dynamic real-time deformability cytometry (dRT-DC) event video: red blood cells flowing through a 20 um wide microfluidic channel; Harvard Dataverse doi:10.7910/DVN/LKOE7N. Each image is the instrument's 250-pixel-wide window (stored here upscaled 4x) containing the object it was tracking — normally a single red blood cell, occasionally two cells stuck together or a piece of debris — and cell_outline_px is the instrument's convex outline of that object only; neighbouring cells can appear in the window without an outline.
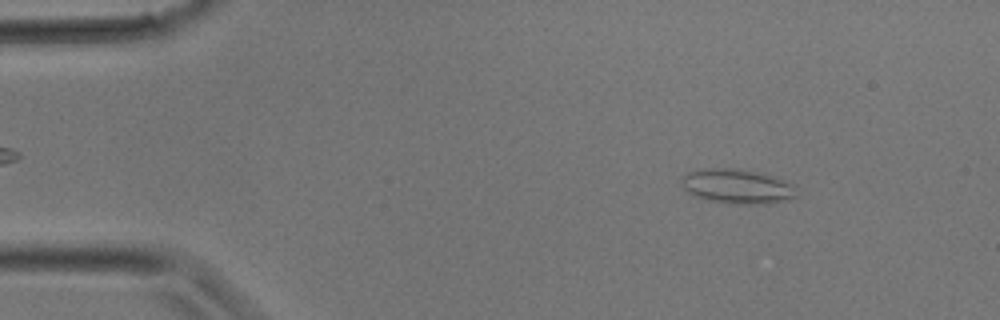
{"species": "common noctule bat (a hibernating species)", "species_latin": "Nyctalus noctula", "temperature_condition": "room temperature", "stored_images_in_passage": 32, "camera_frame_rate_fps": 3000, "um_per_image_px": 0.085, "animal": {"sex": "male", "body_mass_g": 17.9}, "frame": {"image": 1, "passage_image": 4, "time_ms": 1.0, "image_size_px": [1000, 320], "cell_outline_px": [[800, 196], [788, 200], [768, 204], [736, 204], [708, 200], [692, 196], [680, 184], [680, 176], [688, 172], [704, 168], [736, 168], [760, 172], [776, 176], [796, 184]], "centroid_in_image_um": [62.73, 15.84], "position_along_channel_um": 22.3, "area_um2": 24.1}}
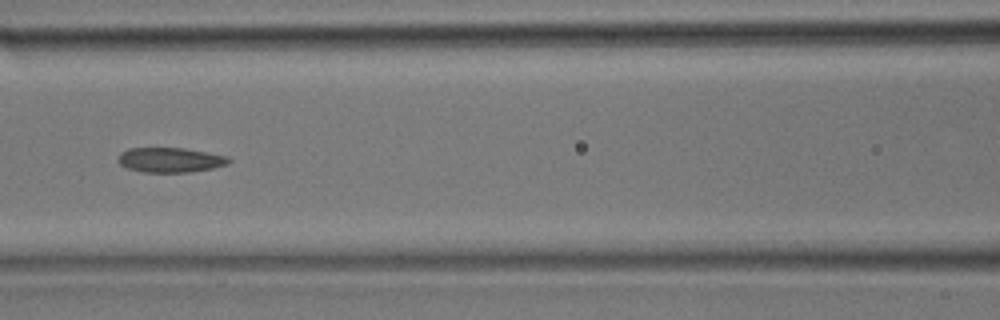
{"frame": {"image": 2, "passage_image": 14, "time_ms": 4.333, "image_size_px": [1000, 320], "cell_outline_px": [[232, 160], [228, 164], [212, 168], [188, 172], [144, 172], [128, 168], [120, 164], [120, 152], [128, 148], [184, 148], [228, 156]], "centroid_in_image_um": [14.5, 13.59], "position_along_channel_um": 152.1, "area_um2": 15.84}}
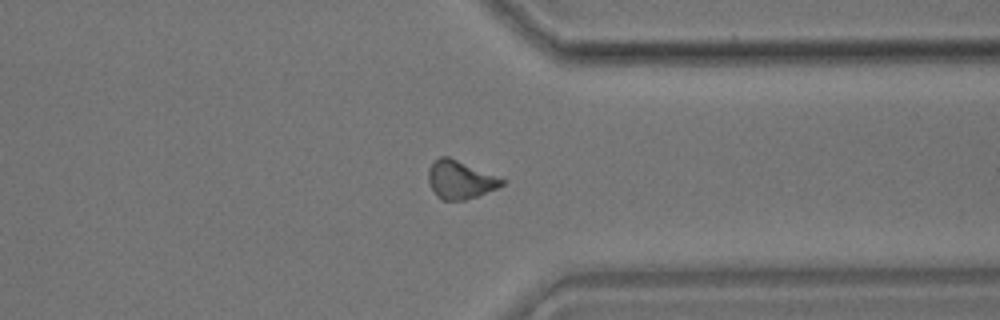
{"frame": {"image": 3, "passage_image": 25, "time_ms": 8.0, "image_size_px": [1000, 320], "cell_outline_px": [[508, 180], [504, 184], [496, 188], [476, 196], [464, 200], [444, 200], [436, 196], [428, 180], [428, 168], [440, 156], [448, 156]], "centroid_in_image_um": [39.12, 15.27], "position_along_channel_um": 372.3, "area_um2": 16.24}}